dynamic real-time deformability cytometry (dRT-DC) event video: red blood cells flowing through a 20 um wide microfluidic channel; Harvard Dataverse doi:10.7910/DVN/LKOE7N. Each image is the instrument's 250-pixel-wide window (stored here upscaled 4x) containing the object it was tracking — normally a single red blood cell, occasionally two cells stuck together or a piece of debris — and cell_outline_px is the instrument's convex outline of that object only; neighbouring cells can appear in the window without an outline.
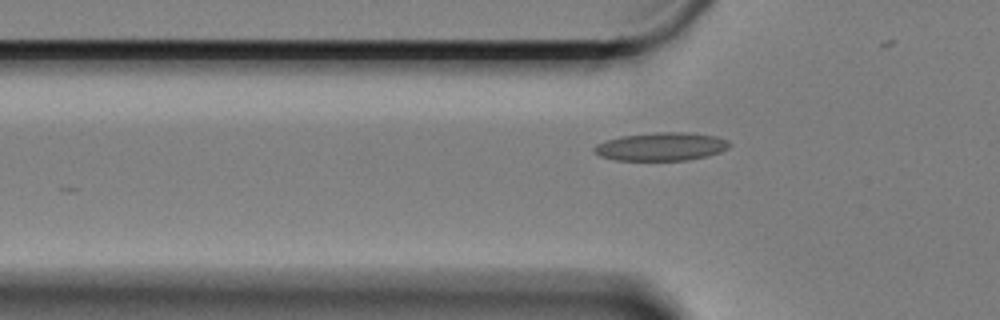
{"species": "Egyptian fruit bat (a non-hibernating species)", "species_latin": "Rousettus aegyptiacus", "temperature_condition": "cold", "stored_images_in_passage": 7, "camera_frame_rate_fps": 3000, "um_per_image_px": 0.085, "animal": {"sex": "female"}, "frame": {"image": 1, "passage_image": 3, "time_ms": 0.667, "image_size_px": [1000, 320], "cell_outline_px": [[732, 144], [728, 148], [720, 152], [708, 156], [688, 160], [616, 160], [600, 156], [592, 148], [596, 144], [620, 136], [656, 132], [688, 132], [716, 136], [728, 140]], "centroid_in_image_um": [56.24, 12.45], "position_along_channel_um": 69.6, "area_um2": 22.31}}
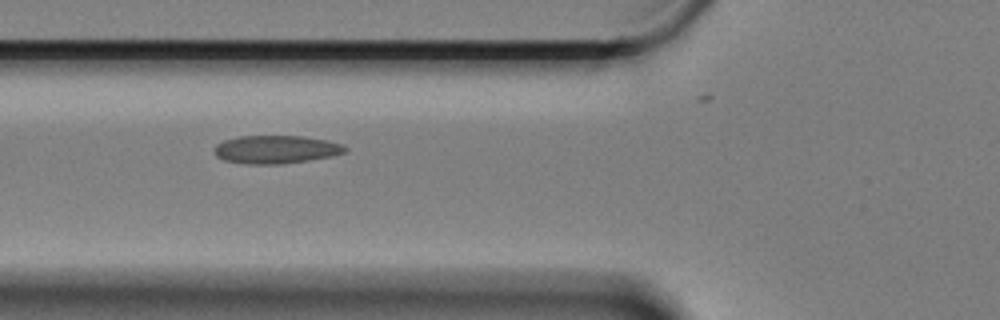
{"frame": {"image": 2, "passage_image": 6, "time_ms": 1.667, "image_size_px": [1000, 320], "cell_outline_px": [[348, 148], [344, 152], [332, 156], [308, 160], [280, 164], [248, 164], [224, 160], [216, 156], [216, 144], [224, 140], [240, 136], [300, 136], [324, 140], [344, 144]], "centroid_in_image_um": [23.46, 12.7], "position_along_channel_um": 102.3, "area_um2": 21.21}}